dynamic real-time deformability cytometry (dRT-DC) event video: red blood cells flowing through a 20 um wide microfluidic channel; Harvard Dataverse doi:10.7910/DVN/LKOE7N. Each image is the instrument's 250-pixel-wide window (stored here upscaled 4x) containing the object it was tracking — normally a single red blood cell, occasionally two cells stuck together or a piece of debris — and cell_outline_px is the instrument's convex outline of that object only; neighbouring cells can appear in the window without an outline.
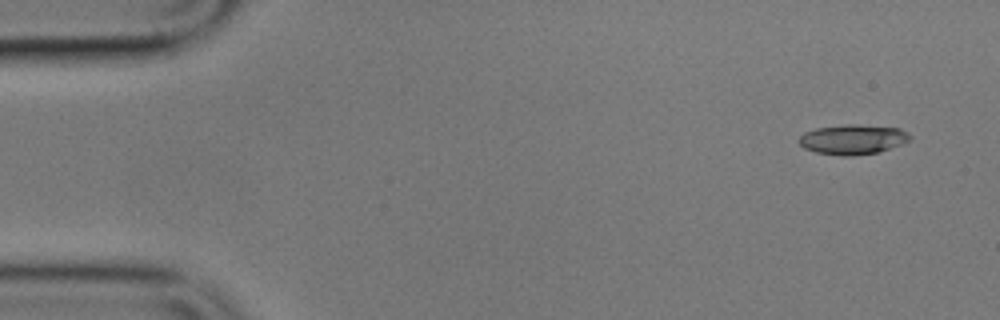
{"species": "common noctule bat (a hibernating species)", "species_latin": "Nyctalus noctula", "temperature_condition": "cold", "stored_images_in_passage": 4, "segment_of_instrument_passage": [2, 2], "camera_frame_rate_fps": 3000, "um_per_image_px": 0.085, "animal": {"sex": "male", "body_mass_g": 17.9}, "frame": {"image": 1, "passage_image": 4, "time_ms": 5.0, "image_size_px": [1000, 320], "cell_outline_px": [[912, 136], [908, 140], [900, 144], [876, 152], [852, 156], [844, 156], [816, 152], [804, 148], [796, 140], [804, 132], [816, 128], [844, 124], [852, 124], [900, 128]], "centroid_in_image_um": [72.43, 11.84], "position_along_channel_um": 12.6, "area_um2": 19.13}}